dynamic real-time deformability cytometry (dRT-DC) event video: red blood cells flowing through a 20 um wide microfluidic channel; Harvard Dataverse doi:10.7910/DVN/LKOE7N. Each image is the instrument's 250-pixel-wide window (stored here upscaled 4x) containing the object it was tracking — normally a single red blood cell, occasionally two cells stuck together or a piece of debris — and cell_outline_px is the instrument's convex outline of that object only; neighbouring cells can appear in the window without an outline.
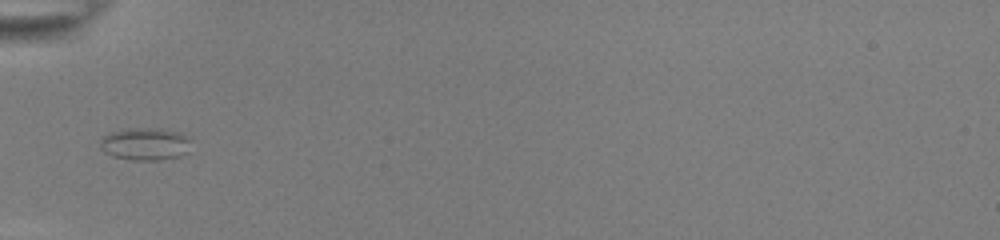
{"species": "common noctule bat (a hibernating species)", "species_latin": "Nyctalus noctula", "temperature_condition": "room temperature", "stored_images_in_passage": 34, "camera_frame_rate_fps": 3000, "um_per_image_px": 0.085, "animal": {"sex": "female", "body_mass_g": 22.0, "forearm_length_mm": 56.7}, "frame": {"image": 1, "passage_image": 1, "time_ms": 0.0, "image_size_px": [1000, 240], "cell_outline_px": [[192, 140], [188, 152], [180, 156], [160, 160], [132, 160], [112, 156], [104, 152], [100, 148], [100, 140], [108, 132], [128, 128], [164, 128], [180, 132]], "centroid_in_image_um": [12.35, 12.23], "position_along_channel_um": 72.6, "area_um2": 17.63}}
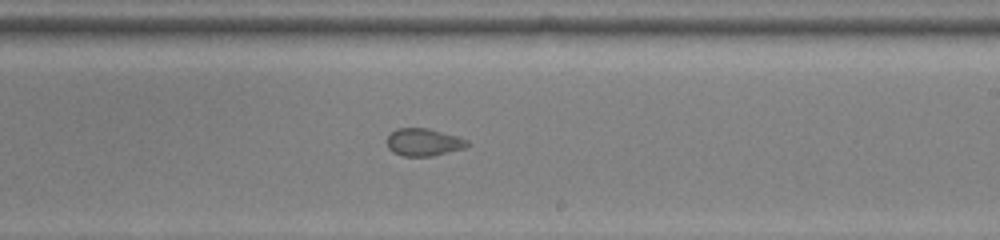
{"frame": {"image": 2, "passage_image": 15, "time_ms": 4.667, "image_size_px": [1000, 240], "cell_outline_px": [[472, 144], [464, 148], [432, 156], [404, 156], [392, 152], [388, 148], [388, 136], [396, 128], [428, 128], [456, 136], [468, 140]], "centroid_in_image_um": [36.02, 12.09], "position_along_channel_um": 253.0, "area_um2": 12.83}}
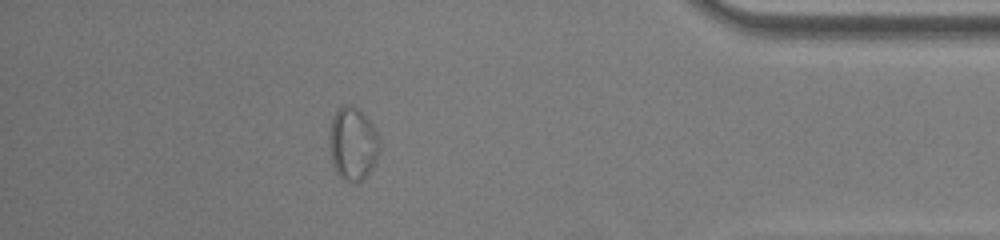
{"frame": {"image": 3, "passage_image": 29, "time_ms": 9.333, "image_size_px": [1000, 240], "cell_outline_px": [[380, 152], [368, 176], [360, 180], [344, 180], [336, 172], [332, 164], [328, 144], [328, 136], [332, 116], [344, 104], [352, 104], [372, 124], [380, 140]], "centroid_in_image_um": [29.97, 12.21], "position_along_channel_um": 405.2, "area_um2": 21.5}}